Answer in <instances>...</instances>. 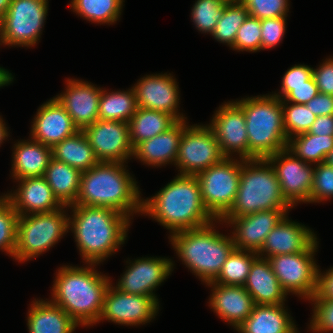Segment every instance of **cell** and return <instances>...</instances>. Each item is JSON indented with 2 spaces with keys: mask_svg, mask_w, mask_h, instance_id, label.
I'll return each mask as SVG.
<instances>
[{
  "mask_svg": "<svg viewBox=\"0 0 333 333\" xmlns=\"http://www.w3.org/2000/svg\"><path fill=\"white\" fill-rule=\"evenodd\" d=\"M146 213L171 231V234L206 226L216 219L205 207L198 179L179 174L152 198L142 200Z\"/></svg>",
  "mask_w": 333,
  "mask_h": 333,
  "instance_id": "cell-1",
  "label": "cell"
},
{
  "mask_svg": "<svg viewBox=\"0 0 333 333\" xmlns=\"http://www.w3.org/2000/svg\"><path fill=\"white\" fill-rule=\"evenodd\" d=\"M69 229L81 252L83 260L99 264L112 255L127 237L130 218L107 207L71 205Z\"/></svg>",
  "mask_w": 333,
  "mask_h": 333,
  "instance_id": "cell-2",
  "label": "cell"
},
{
  "mask_svg": "<svg viewBox=\"0 0 333 333\" xmlns=\"http://www.w3.org/2000/svg\"><path fill=\"white\" fill-rule=\"evenodd\" d=\"M93 265L96 263L87 267L62 266L54 280L50 300L82 326L99 322L104 296L111 284L109 277L101 275Z\"/></svg>",
  "mask_w": 333,
  "mask_h": 333,
  "instance_id": "cell-3",
  "label": "cell"
},
{
  "mask_svg": "<svg viewBox=\"0 0 333 333\" xmlns=\"http://www.w3.org/2000/svg\"><path fill=\"white\" fill-rule=\"evenodd\" d=\"M118 162H98L82 172L80 189L73 205L107 207L130 215L142 213L139 187L128 170Z\"/></svg>",
  "mask_w": 333,
  "mask_h": 333,
  "instance_id": "cell-4",
  "label": "cell"
},
{
  "mask_svg": "<svg viewBox=\"0 0 333 333\" xmlns=\"http://www.w3.org/2000/svg\"><path fill=\"white\" fill-rule=\"evenodd\" d=\"M213 224L170 235L176 254L204 283L212 282L218 276L226 259L235 249L232 236L218 233L213 229Z\"/></svg>",
  "mask_w": 333,
  "mask_h": 333,
  "instance_id": "cell-5",
  "label": "cell"
},
{
  "mask_svg": "<svg viewBox=\"0 0 333 333\" xmlns=\"http://www.w3.org/2000/svg\"><path fill=\"white\" fill-rule=\"evenodd\" d=\"M243 111L249 160L266 159L287 148L281 99L274 95L248 97L235 102Z\"/></svg>",
  "mask_w": 333,
  "mask_h": 333,
  "instance_id": "cell-6",
  "label": "cell"
},
{
  "mask_svg": "<svg viewBox=\"0 0 333 333\" xmlns=\"http://www.w3.org/2000/svg\"><path fill=\"white\" fill-rule=\"evenodd\" d=\"M275 171L266 159H241L238 191L230 210L218 222L259 211L289 210Z\"/></svg>",
  "mask_w": 333,
  "mask_h": 333,
  "instance_id": "cell-7",
  "label": "cell"
},
{
  "mask_svg": "<svg viewBox=\"0 0 333 333\" xmlns=\"http://www.w3.org/2000/svg\"><path fill=\"white\" fill-rule=\"evenodd\" d=\"M60 209L22 215L17 221L15 260L29 261L48 251L69 229V217Z\"/></svg>",
  "mask_w": 333,
  "mask_h": 333,
  "instance_id": "cell-8",
  "label": "cell"
},
{
  "mask_svg": "<svg viewBox=\"0 0 333 333\" xmlns=\"http://www.w3.org/2000/svg\"><path fill=\"white\" fill-rule=\"evenodd\" d=\"M241 159L225 157L196 175L202 201L208 212L220 220L232 207L238 191Z\"/></svg>",
  "mask_w": 333,
  "mask_h": 333,
  "instance_id": "cell-9",
  "label": "cell"
},
{
  "mask_svg": "<svg viewBox=\"0 0 333 333\" xmlns=\"http://www.w3.org/2000/svg\"><path fill=\"white\" fill-rule=\"evenodd\" d=\"M48 0H11L1 18L0 42L10 46H33L39 40L47 15Z\"/></svg>",
  "mask_w": 333,
  "mask_h": 333,
  "instance_id": "cell-10",
  "label": "cell"
},
{
  "mask_svg": "<svg viewBox=\"0 0 333 333\" xmlns=\"http://www.w3.org/2000/svg\"><path fill=\"white\" fill-rule=\"evenodd\" d=\"M317 240L305 251L268 258L274 274L286 293L310 300L317 292L318 265L314 253Z\"/></svg>",
  "mask_w": 333,
  "mask_h": 333,
  "instance_id": "cell-11",
  "label": "cell"
},
{
  "mask_svg": "<svg viewBox=\"0 0 333 333\" xmlns=\"http://www.w3.org/2000/svg\"><path fill=\"white\" fill-rule=\"evenodd\" d=\"M225 158L209 126L186 125L183 129L174 165L180 174L194 175Z\"/></svg>",
  "mask_w": 333,
  "mask_h": 333,
  "instance_id": "cell-12",
  "label": "cell"
},
{
  "mask_svg": "<svg viewBox=\"0 0 333 333\" xmlns=\"http://www.w3.org/2000/svg\"><path fill=\"white\" fill-rule=\"evenodd\" d=\"M280 183L282 196L293 207L298 202H310L314 167L284 149L266 158ZM277 164V165H275Z\"/></svg>",
  "mask_w": 333,
  "mask_h": 333,
  "instance_id": "cell-13",
  "label": "cell"
},
{
  "mask_svg": "<svg viewBox=\"0 0 333 333\" xmlns=\"http://www.w3.org/2000/svg\"><path fill=\"white\" fill-rule=\"evenodd\" d=\"M82 131L99 162L124 163L133 156L127 122L97 120Z\"/></svg>",
  "mask_w": 333,
  "mask_h": 333,
  "instance_id": "cell-14",
  "label": "cell"
},
{
  "mask_svg": "<svg viewBox=\"0 0 333 333\" xmlns=\"http://www.w3.org/2000/svg\"><path fill=\"white\" fill-rule=\"evenodd\" d=\"M159 302L153 297L127 294L109 285L103 302L100 320H109L121 325L145 324L155 318Z\"/></svg>",
  "mask_w": 333,
  "mask_h": 333,
  "instance_id": "cell-15",
  "label": "cell"
},
{
  "mask_svg": "<svg viewBox=\"0 0 333 333\" xmlns=\"http://www.w3.org/2000/svg\"><path fill=\"white\" fill-rule=\"evenodd\" d=\"M208 126L225 157L230 158L232 153L237 152L240 159L249 160L245 115L235 101L219 106Z\"/></svg>",
  "mask_w": 333,
  "mask_h": 333,
  "instance_id": "cell-16",
  "label": "cell"
},
{
  "mask_svg": "<svg viewBox=\"0 0 333 333\" xmlns=\"http://www.w3.org/2000/svg\"><path fill=\"white\" fill-rule=\"evenodd\" d=\"M128 263L131 264L127 266L115 288L127 294L150 296L158 302L153 290L161 285L173 271L172 260L144 257Z\"/></svg>",
  "mask_w": 333,
  "mask_h": 333,
  "instance_id": "cell-17",
  "label": "cell"
},
{
  "mask_svg": "<svg viewBox=\"0 0 333 333\" xmlns=\"http://www.w3.org/2000/svg\"><path fill=\"white\" fill-rule=\"evenodd\" d=\"M175 80L171 74L167 73L152 74L141 78L133 86L137 107L168 113L177 121L185 120L186 117L178 113L180 97Z\"/></svg>",
  "mask_w": 333,
  "mask_h": 333,
  "instance_id": "cell-18",
  "label": "cell"
},
{
  "mask_svg": "<svg viewBox=\"0 0 333 333\" xmlns=\"http://www.w3.org/2000/svg\"><path fill=\"white\" fill-rule=\"evenodd\" d=\"M288 210H268L236 218H227L224 222L235 225L232 240L236 249L258 253L266 236L287 214Z\"/></svg>",
  "mask_w": 333,
  "mask_h": 333,
  "instance_id": "cell-19",
  "label": "cell"
},
{
  "mask_svg": "<svg viewBox=\"0 0 333 333\" xmlns=\"http://www.w3.org/2000/svg\"><path fill=\"white\" fill-rule=\"evenodd\" d=\"M77 131L71 116L54 97L38 109L30 134L33 140L52 148Z\"/></svg>",
  "mask_w": 333,
  "mask_h": 333,
  "instance_id": "cell-20",
  "label": "cell"
},
{
  "mask_svg": "<svg viewBox=\"0 0 333 333\" xmlns=\"http://www.w3.org/2000/svg\"><path fill=\"white\" fill-rule=\"evenodd\" d=\"M101 90L89 82L68 79L66 91L55 98L82 130L98 120Z\"/></svg>",
  "mask_w": 333,
  "mask_h": 333,
  "instance_id": "cell-21",
  "label": "cell"
},
{
  "mask_svg": "<svg viewBox=\"0 0 333 333\" xmlns=\"http://www.w3.org/2000/svg\"><path fill=\"white\" fill-rule=\"evenodd\" d=\"M316 239L312 230L298 222H292L285 215L266 236L264 244L257 254L261 258L268 259L272 256L303 252ZM263 255L266 256L262 257Z\"/></svg>",
  "mask_w": 333,
  "mask_h": 333,
  "instance_id": "cell-22",
  "label": "cell"
},
{
  "mask_svg": "<svg viewBox=\"0 0 333 333\" xmlns=\"http://www.w3.org/2000/svg\"><path fill=\"white\" fill-rule=\"evenodd\" d=\"M18 181L20 184L16 192L3 196L19 216L51 212L64 207L54 196L52 188L43 176L27 177Z\"/></svg>",
  "mask_w": 333,
  "mask_h": 333,
  "instance_id": "cell-23",
  "label": "cell"
},
{
  "mask_svg": "<svg viewBox=\"0 0 333 333\" xmlns=\"http://www.w3.org/2000/svg\"><path fill=\"white\" fill-rule=\"evenodd\" d=\"M212 287L210 307L225 322L237 329L252 313L254 301L244 286L206 283Z\"/></svg>",
  "mask_w": 333,
  "mask_h": 333,
  "instance_id": "cell-24",
  "label": "cell"
},
{
  "mask_svg": "<svg viewBox=\"0 0 333 333\" xmlns=\"http://www.w3.org/2000/svg\"><path fill=\"white\" fill-rule=\"evenodd\" d=\"M185 122L177 121L167 131L139 143L133 149V156L151 167L175 163Z\"/></svg>",
  "mask_w": 333,
  "mask_h": 333,
  "instance_id": "cell-25",
  "label": "cell"
},
{
  "mask_svg": "<svg viewBox=\"0 0 333 333\" xmlns=\"http://www.w3.org/2000/svg\"><path fill=\"white\" fill-rule=\"evenodd\" d=\"M244 288L257 305L285 304L288 295L279 283L268 259L261 257L252 263Z\"/></svg>",
  "mask_w": 333,
  "mask_h": 333,
  "instance_id": "cell-26",
  "label": "cell"
},
{
  "mask_svg": "<svg viewBox=\"0 0 333 333\" xmlns=\"http://www.w3.org/2000/svg\"><path fill=\"white\" fill-rule=\"evenodd\" d=\"M239 333H298L284 304L257 305L236 329Z\"/></svg>",
  "mask_w": 333,
  "mask_h": 333,
  "instance_id": "cell-27",
  "label": "cell"
},
{
  "mask_svg": "<svg viewBox=\"0 0 333 333\" xmlns=\"http://www.w3.org/2000/svg\"><path fill=\"white\" fill-rule=\"evenodd\" d=\"M12 174L16 180L42 177L52 158V148L33 139L18 141L13 151Z\"/></svg>",
  "mask_w": 333,
  "mask_h": 333,
  "instance_id": "cell-28",
  "label": "cell"
},
{
  "mask_svg": "<svg viewBox=\"0 0 333 333\" xmlns=\"http://www.w3.org/2000/svg\"><path fill=\"white\" fill-rule=\"evenodd\" d=\"M29 333H72L78 324L51 301L36 300L28 311Z\"/></svg>",
  "mask_w": 333,
  "mask_h": 333,
  "instance_id": "cell-29",
  "label": "cell"
},
{
  "mask_svg": "<svg viewBox=\"0 0 333 333\" xmlns=\"http://www.w3.org/2000/svg\"><path fill=\"white\" fill-rule=\"evenodd\" d=\"M81 174L79 170L70 165L51 158L43 177L52 188L58 201L68 207L76 202Z\"/></svg>",
  "mask_w": 333,
  "mask_h": 333,
  "instance_id": "cell-30",
  "label": "cell"
},
{
  "mask_svg": "<svg viewBox=\"0 0 333 333\" xmlns=\"http://www.w3.org/2000/svg\"><path fill=\"white\" fill-rule=\"evenodd\" d=\"M52 158L70 165L81 173L99 162L82 130L55 144L52 147Z\"/></svg>",
  "mask_w": 333,
  "mask_h": 333,
  "instance_id": "cell-31",
  "label": "cell"
},
{
  "mask_svg": "<svg viewBox=\"0 0 333 333\" xmlns=\"http://www.w3.org/2000/svg\"><path fill=\"white\" fill-rule=\"evenodd\" d=\"M177 120L168 113L138 107L129 120V139L133 149L141 142L171 128Z\"/></svg>",
  "mask_w": 333,
  "mask_h": 333,
  "instance_id": "cell-32",
  "label": "cell"
},
{
  "mask_svg": "<svg viewBox=\"0 0 333 333\" xmlns=\"http://www.w3.org/2000/svg\"><path fill=\"white\" fill-rule=\"evenodd\" d=\"M137 101L135 91L107 92L101 90L98 120H111L120 122H129L137 110Z\"/></svg>",
  "mask_w": 333,
  "mask_h": 333,
  "instance_id": "cell-33",
  "label": "cell"
},
{
  "mask_svg": "<svg viewBox=\"0 0 333 333\" xmlns=\"http://www.w3.org/2000/svg\"><path fill=\"white\" fill-rule=\"evenodd\" d=\"M287 149L304 162L319 164L326 162L332 151L333 136L302 133L289 139Z\"/></svg>",
  "mask_w": 333,
  "mask_h": 333,
  "instance_id": "cell-34",
  "label": "cell"
},
{
  "mask_svg": "<svg viewBox=\"0 0 333 333\" xmlns=\"http://www.w3.org/2000/svg\"><path fill=\"white\" fill-rule=\"evenodd\" d=\"M252 251L234 249L223 264L218 276L212 281L217 284L244 286L252 263L258 258Z\"/></svg>",
  "mask_w": 333,
  "mask_h": 333,
  "instance_id": "cell-35",
  "label": "cell"
},
{
  "mask_svg": "<svg viewBox=\"0 0 333 333\" xmlns=\"http://www.w3.org/2000/svg\"><path fill=\"white\" fill-rule=\"evenodd\" d=\"M124 0H72L73 12L88 21L102 24L115 23L121 15Z\"/></svg>",
  "mask_w": 333,
  "mask_h": 333,
  "instance_id": "cell-36",
  "label": "cell"
},
{
  "mask_svg": "<svg viewBox=\"0 0 333 333\" xmlns=\"http://www.w3.org/2000/svg\"><path fill=\"white\" fill-rule=\"evenodd\" d=\"M248 15L247 8L239 0H230L224 6V14L211 35L217 41L227 43L232 48L237 31Z\"/></svg>",
  "mask_w": 333,
  "mask_h": 333,
  "instance_id": "cell-37",
  "label": "cell"
},
{
  "mask_svg": "<svg viewBox=\"0 0 333 333\" xmlns=\"http://www.w3.org/2000/svg\"><path fill=\"white\" fill-rule=\"evenodd\" d=\"M283 124L288 140L292 136L306 133L311 128L317 116L306 106V104L282 102Z\"/></svg>",
  "mask_w": 333,
  "mask_h": 333,
  "instance_id": "cell-38",
  "label": "cell"
},
{
  "mask_svg": "<svg viewBox=\"0 0 333 333\" xmlns=\"http://www.w3.org/2000/svg\"><path fill=\"white\" fill-rule=\"evenodd\" d=\"M230 0H197L192 8L195 27L203 33L212 34L224 14V6Z\"/></svg>",
  "mask_w": 333,
  "mask_h": 333,
  "instance_id": "cell-39",
  "label": "cell"
},
{
  "mask_svg": "<svg viewBox=\"0 0 333 333\" xmlns=\"http://www.w3.org/2000/svg\"><path fill=\"white\" fill-rule=\"evenodd\" d=\"M18 213L12 204L0 197V249L13 256L16 248Z\"/></svg>",
  "mask_w": 333,
  "mask_h": 333,
  "instance_id": "cell-40",
  "label": "cell"
},
{
  "mask_svg": "<svg viewBox=\"0 0 333 333\" xmlns=\"http://www.w3.org/2000/svg\"><path fill=\"white\" fill-rule=\"evenodd\" d=\"M232 49L249 52L261 50V20L248 15L237 31Z\"/></svg>",
  "mask_w": 333,
  "mask_h": 333,
  "instance_id": "cell-41",
  "label": "cell"
},
{
  "mask_svg": "<svg viewBox=\"0 0 333 333\" xmlns=\"http://www.w3.org/2000/svg\"><path fill=\"white\" fill-rule=\"evenodd\" d=\"M250 16L259 20L287 17L288 0H239Z\"/></svg>",
  "mask_w": 333,
  "mask_h": 333,
  "instance_id": "cell-42",
  "label": "cell"
},
{
  "mask_svg": "<svg viewBox=\"0 0 333 333\" xmlns=\"http://www.w3.org/2000/svg\"><path fill=\"white\" fill-rule=\"evenodd\" d=\"M315 165L309 203H319L333 197V167L327 162Z\"/></svg>",
  "mask_w": 333,
  "mask_h": 333,
  "instance_id": "cell-43",
  "label": "cell"
},
{
  "mask_svg": "<svg viewBox=\"0 0 333 333\" xmlns=\"http://www.w3.org/2000/svg\"><path fill=\"white\" fill-rule=\"evenodd\" d=\"M310 300L314 302L310 331L333 332V300L318 299L315 295Z\"/></svg>",
  "mask_w": 333,
  "mask_h": 333,
  "instance_id": "cell-44",
  "label": "cell"
},
{
  "mask_svg": "<svg viewBox=\"0 0 333 333\" xmlns=\"http://www.w3.org/2000/svg\"><path fill=\"white\" fill-rule=\"evenodd\" d=\"M279 93L272 95L280 98L281 102L306 104L319 93V90L312 76L308 80V85L281 86V92Z\"/></svg>",
  "mask_w": 333,
  "mask_h": 333,
  "instance_id": "cell-45",
  "label": "cell"
},
{
  "mask_svg": "<svg viewBox=\"0 0 333 333\" xmlns=\"http://www.w3.org/2000/svg\"><path fill=\"white\" fill-rule=\"evenodd\" d=\"M286 17L261 20V50L274 48L282 40L286 29Z\"/></svg>",
  "mask_w": 333,
  "mask_h": 333,
  "instance_id": "cell-46",
  "label": "cell"
},
{
  "mask_svg": "<svg viewBox=\"0 0 333 333\" xmlns=\"http://www.w3.org/2000/svg\"><path fill=\"white\" fill-rule=\"evenodd\" d=\"M319 93L333 95V58L326 59L313 69V75Z\"/></svg>",
  "mask_w": 333,
  "mask_h": 333,
  "instance_id": "cell-47",
  "label": "cell"
},
{
  "mask_svg": "<svg viewBox=\"0 0 333 333\" xmlns=\"http://www.w3.org/2000/svg\"><path fill=\"white\" fill-rule=\"evenodd\" d=\"M313 75V68L307 65H295L287 70L282 77V86L308 85V80Z\"/></svg>",
  "mask_w": 333,
  "mask_h": 333,
  "instance_id": "cell-48",
  "label": "cell"
},
{
  "mask_svg": "<svg viewBox=\"0 0 333 333\" xmlns=\"http://www.w3.org/2000/svg\"><path fill=\"white\" fill-rule=\"evenodd\" d=\"M306 106L316 116L333 115V95L318 93Z\"/></svg>",
  "mask_w": 333,
  "mask_h": 333,
  "instance_id": "cell-49",
  "label": "cell"
},
{
  "mask_svg": "<svg viewBox=\"0 0 333 333\" xmlns=\"http://www.w3.org/2000/svg\"><path fill=\"white\" fill-rule=\"evenodd\" d=\"M328 272L320 273L318 270L317 292L318 299L333 300V267Z\"/></svg>",
  "mask_w": 333,
  "mask_h": 333,
  "instance_id": "cell-50",
  "label": "cell"
},
{
  "mask_svg": "<svg viewBox=\"0 0 333 333\" xmlns=\"http://www.w3.org/2000/svg\"><path fill=\"white\" fill-rule=\"evenodd\" d=\"M308 133L319 136H333V115L317 116Z\"/></svg>",
  "mask_w": 333,
  "mask_h": 333,
  "instance_id": "cell-51",
  "label": "cell"
},
{
  "mask_svg": "<svg viewBox=\"0 0 333 333\" xmlns=\"http://www.w3.org/2000/svg\"><path fill=\"white\" fill-rule=\"evenodd\" d=\"M13 81V76L9 71L0 67V87L10 84Z\"/></svg>",
  "mask_w": 333,
  "mask_h": 333,
  "instance_id": "cell-52",
  "label": "cell"
},
{
  "mask_svg": "<svg viewBox=\"0 0 333 333\" xmlns=\"http://www.w3.org/2000/svg\"><path fill=\"white\" fill-rule=\"evenodd\" d=\"M2 120V118L0 117V145L3 142V140H5L7 138L8 131L5 125V122Z\"/></svg>",
  "mask_w": 333,
  "mask_h": 333,
  "instance_id": "cell-53",
  "label": "cell"
},
{
  "mask_svg": "<svg viewBox=\"0 0 333 333\" xmlns=\"http://www.w3.org/2000/svg\"><path fill=\"white\" fill-rule=\"evenodd\" d=\"M11 0H0V17L2 18L8 11Z\"/></svg>",
  "mask_w": 333,
  "mask_h": 333,
  "instance_id": "cell-54",
  "label": "cell"
},
{
  "mask_svg": "<svg viewBox=\"0 0 333 333\" xmlns=\"http://www.w3.org/2000/svg\"><path fill=\"white\" fill-rule=\"evenodd\" d=\"M326 162L333 167V149L327 156Z\"/></svg>",
  "mask_w": 333,
  "mask_h": 333,
  "instance_id": "cell-55",
  "label": "cell"
},
{
  "mask_svg": "<svg viewBox=\"0 0 333 333\" xmlns=\"http://www.w3.org/2000/svg\"><path fill=\"white\" fill-rule=\"evenodd\" d=\"M0 33H1V17H0Z\"/></svg>",
  "mask_w": 333,
  "mask_h": 333,
  "instance_id": "cell-56",
  "label": "cell"
}]
</instances>
